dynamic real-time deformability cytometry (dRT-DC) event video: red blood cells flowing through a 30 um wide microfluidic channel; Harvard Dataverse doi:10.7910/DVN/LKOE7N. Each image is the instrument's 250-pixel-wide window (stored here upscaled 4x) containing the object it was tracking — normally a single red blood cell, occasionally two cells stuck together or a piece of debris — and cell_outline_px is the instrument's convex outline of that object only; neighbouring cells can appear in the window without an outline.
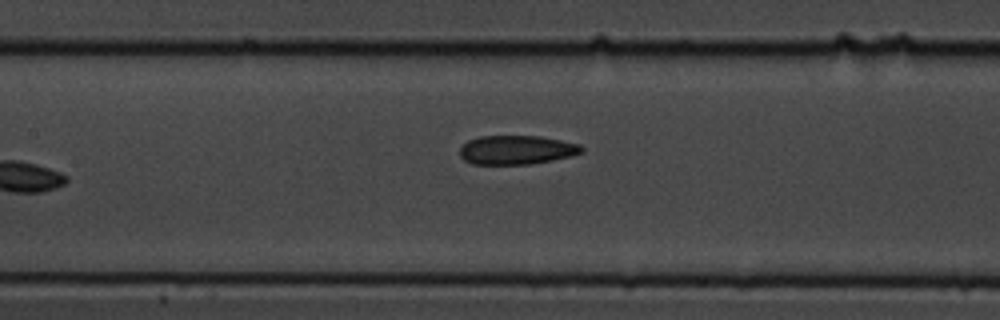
{"species": "common noctule bat (a hibernating species)", "species_latin": "Nyctalus noctula", "temperature_condition": "cold", "stored_images_in_passage": 9, "camera_frame_rate_fps": 3000, "um_per_image_px": 0.085, "animal": {"sex": "male", "body_mass_g": 19.5, "forearm_length_mm": 54.6}, "frame": {"image": 1, "passage_image": 8, "time_ms": 2.333, "image_size_px": [1000, 320], "cell_outline_px": [[584, 152], [572, 156], [552, 160], [528, 164], [472, 164], [464, 160], [460, 156], [460, 148], [468, 140], [480, 136], [540, 136], [580, 144], [584, 148]], "centroid_in_image_um": [43.92, 12.74], "position_along_channel_um": 163.5, "area_um2": 20.63}}
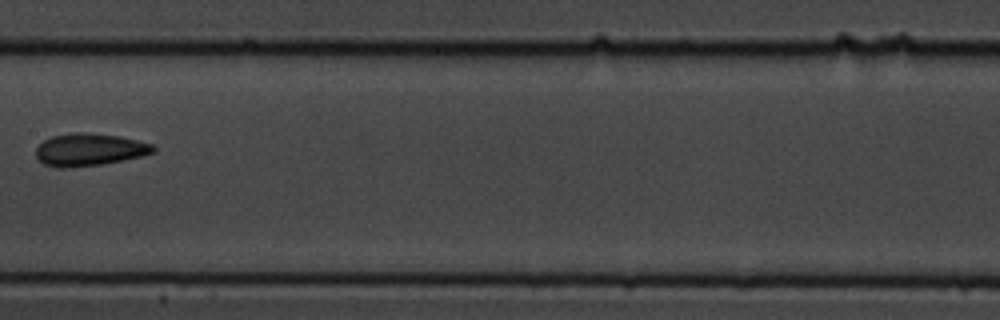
{"frame": {"image": 2, "passage_image": 9, "time_ms": 2.667, "image_size_px": [1000, 320], "cell_outline_px": [[156, 152], [140, 156], [100, 164], [64, 168], [56, 168], [44, 164], [36, 156], [36, 148], [44, 140], [52, 136], [72, 132], [88, 132], [120, 136], [152, 144], [156, 148]], "centroid_in_image_um": [7.58, 12.71], "position_along_channel_um": 199.8, "area_um2": 22.08}}